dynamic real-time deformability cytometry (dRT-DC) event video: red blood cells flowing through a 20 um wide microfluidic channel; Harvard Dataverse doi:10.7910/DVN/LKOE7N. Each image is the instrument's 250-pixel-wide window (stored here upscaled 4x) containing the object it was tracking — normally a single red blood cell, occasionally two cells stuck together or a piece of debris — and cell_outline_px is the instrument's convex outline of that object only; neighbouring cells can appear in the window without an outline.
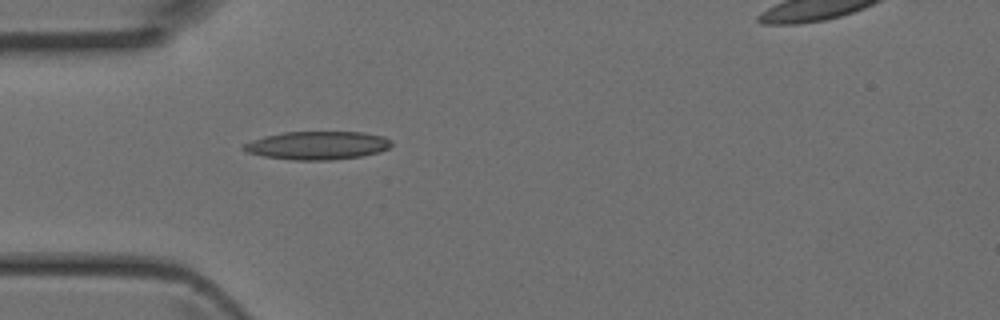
{"species": "Egyptian fruit bat (a non-hibernating species)", "species_latin": "Rousettus aegyptiacus", "temperature_condition": "room temperature", "stored_images_in_passage": 4, "camera_frame_rate_fps": 3000, "um_per_image_px": 0.085, "animal": {"sex": "female"}, "frame": {"image": 1, "passage_image": 4, "time_ms": 1.0, "image_size_px": [1000, 320], "cell_outline_px": [[392, 144], [388, 148], [380, 152], [360, 156], [332, 160], [292, 160], [264, 156], [244, 152], [240, 148], [244, 144], [252, 140], [264, 136], [284, 132], [364, 132], [384, 136], [392, 140]], "centroid_in_image_um": [26.97, 12.36], "position_along_channel_um": 58.0, "area_um2": 24.51}}